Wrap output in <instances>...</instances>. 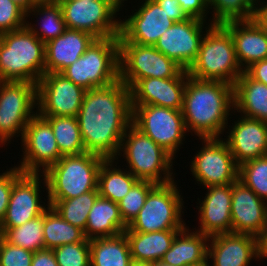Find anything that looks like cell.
I'll use <instances>...</instances> for the list:
<instances>
[{
  "mask_svg": "<svg viewBox=\"0 0 267 266\" xmlns=\"http://www.w3.org/2000/svg\"><path fill=\"white\" fill-rule=\"evenodd\" d=\"M156 185L152 181L138 180L124 198L117 203L121 218L127 226L138 215L145 203L147 195Z\"/></svg>",
  "mask_w": 267,
  "mask_h": 266,
  "instance_id": "39",
  "label": "cell"
},
{
  "mask_svg": "<svg viewBox=\"0 0 267 266\" xmlns=\"http://www.w3.org/2000/svg\"><path fill=\"white\" fill-rule=\"evenodd\" d=\"M67 29L81 30L97 39L119 36L121 5L116 0H59Z\"/></svg>",
  "mask_w": 267,
  "mask_h": 266,
  "instance_id": "10",
  "label": "cell"
},
{
  "mask_svg": "<svg viewBox=\"0 0 267 266\" xmlns=\"http://www.w3.org/2000/svg\"><path fill=\"white\" fill-rule=\"evenodd\" d=\"M77 120L85 151L117 160L132 120L130 89L118 80L86 90Z\"/></svg>",
  "mask_w": 267,
  "mask_h": 266,
  "instance_id": "1",
  "label": "cell"
},
{
  "mask_svg": "<svg viewBox=\"0 0 267 266\" xmlns=\"http://www.w3.org/2000/svg\"><path fill=\"white\" fill-rule=\"evenodd\" d=\"M121 6L123 5L122 3H124V1L126 0H116Z\"/></svg>",
  "mask_w": 267,
  "mask_h": 266,
  "instance_id": "56",
  "label": "cell"
},
{
  "mask_svg": "<svg viewBox=\"0 0 267 266\" xmlns=\"http://www.w3.org/2000/svg\"><path fill=\"white\" fill-rule=\"evenodd\" d=\"M135 11L128 19H120L119 42L154 46L161 35L174 24L154 0H145Z\"/></svg>",
  "mask_w": 267,
  "mask_h": 266,
  "instance_id": "17",
  "label": "cell"
},
{
  "mask_svg": "<svg viewBox=\"0 0 267 266\" xmlns=\"http://www.w3.org/2000/svg\"><path fill=\"white\" fill-rule=\"evenodd\" d=\"M174 22H182L189 17L182 10L178 0H154Z\"/></svg>",
  "mask_w": 267,
  "mask_h": 266,
  "instance_id": "45",
  "label": "cell"
},
{
  "mask_svg": "<svg viewBox=\"0 0 267 266\" xmlns=\"http://www.w3.org/2000/svg\"><path fill=\"white\" fill-rule=\"evenodd\" d=\"M267 202L245 186L240 180L232 183L231 218L232 232L257 237L263 228Z\"/></svg>",
  "mask_w": 267,
  "mask_h": 266,
  "instance_id": "20",
  "label": "cell"
},
{
  "mask_svg": "<svg viewBox=\"0 0 267 266\" xmlns=\"http://www.w3.org/2000/svg\"><path fill=\"white\" fill-rule=\"evenodd\" d=\"M120 80L130 89L139 79L189 77L174 60L154 46L119 42Z\"/></svg>",
  "mask_w": 267,
  "mask_h": 266,
  "instance_id": "9",
  "label": "cell"
},
{
  "mask_svg": "<svg viewBox=\"0 0 267 266\" xmlns=\"http://www.w3.org/2000/svg\"><path fill=\"white\" fill-rule=\"evenodd\" d=\"M34 12V13H32ZM41 16V26L38 28L31 25V22H26V26L42 41L44 44L56 39L64 33L67 29L63 17V12L59 3L34 5L32 9L27 12V18L30 14ZM41 29V30H40Z\"/></svg>",
  "mask_w": 267,
  "mask_h": 266,
  "instance_id": "34",
  "label": "cell"
},
{
  "mask_svg": "<svg viewBox=\"0 0 267 266\" xmlns=\"http://www.w3.org/2000/svg\"><path fill=\"white\" fill-rule=\"evenodd\" d=\"M179 187L172 181L157 184L147 195L138 215L127 226L134 232L149 233L163 230H182L183 203Z\"/></svg>",
  "mask_w": 267,
  "mask_h": 266,
  "instance_id": "8",
  "label": "cell"
},
{
  "mask_svg": "<svg viewBox=\"0 0 267 266\" xmlns=\"http://www.w3.org/2000/svg\"><path fill=\"white\" fill-rule=\"evenodd\" d=\"M126 229L118 204L98 196L88 214L84 231L86 239L116 236Z\"/></svg>",
  "mask_w": 267,
  "mask_h": 266,
  "instance_id": "29",
  "label": "cell"
},
{
  "mask_svg": "<svg viewBox=\"0 0 267 266\" xmlns=\"http://www.w3.org/2000/svg\"><path fill=\"white\" fill-rule=\"evenodd\" d=\"M245 72L255 81L267 85V59L253 63Z\"/></svg>",
  "mask_w": 267,
  "mask_h": 266,
  "instance_id": "46",
  "label": "cell"
},
{
  "mask_svg": "<svg viewBox=\"0 0 267 266\" xmlns=\"http://www.w3.org/2000/svg\"><path fill=\"white\" fill-rule=\"evenodd\" d=\"M44 213L23 225L14 228H0V235L9 243L36 252L45 249Z\"/></svg>",
  "mask_w": 267,
  "mask_h": 266,
  "instance_id": "36",
  "label": "cell"
},
{
  "mask_svg": "<svg viewBox=\"0 0 267 266\" xmlns=\"http://www.w3.org/2000/svg\"><path fill=\"white\" fill-rule=\"evenodd\" d=\"M203 20L189 17L166 30L154 47L174 60L184 70H188L197 58L201 41L205 34Z\"/></svg>",
  "mask_w": 267,
  "mask_h": 266,
  "instance_id": "16",
  "label": "cell"
},
{
  "mask_svg": "<svg viewBox=\"0 0 267 266\" xmlns=\"http://www.w3.org/2000/svg\"><path fill=\"white\" fill-rule=\"evenodd\" d=\"M182 10L188 17L205 21L208 10V0H178ZM207 12V13H206Z\"/></svg>",
  "mask_w": 267,
  "mask_h": 266,
  "instance_id": "44",
  "label": "cell"
},
{
  "mask_svg": "<svg viewBox=\"0 0 267 266\" xmlns=\"http://www.w3.org/2000/svg\"><path fill=\"white\" fill-rule=\"evenodd\" d=\"M22 173L15 166L0 175V223L4 219L7 211L13 183Z\"/></svg>",
  "mask_w": 267,
  "mask_h": 266,
  "instance_id": "43",
  "label": "cell"
},
{
  "mask_svg": "<svg viewBox=\"0 0 267 266\" xmlns=\"http://www.w3.org/2000/svg\"><path fill=\"white\" fill-rule=\"evenodd\" d=\"M53 252L58 266H91L89 242L64 244Z\"/></svg>",
  "mask_w": 267,
  "mask_h": 266,
  "instance_id": "40",
  "label": "cell"
},
{
  "mask_svg": "<svg viewBox=\"0 0 267 266\" xmlns=\"http://www.w3.org/2000/svg\"><path fill=\"white\" fill-rule=\"evenodd\" d=\"M40 173H22L13 183L11 196L0 228L19 227L44 213L47 209L40 197Z\"/></svg>",
  "mask_w": 267,
  "mask_h": 266,
  "instance_id": "18",
  "label": "cell"
},
{
  "mask_svg": "<svg viewBox=\"0 0 267 266\" xmlns=\"http://www.w3.org/2000/svg\"><path fill=\"white\" fill-rule=\"evenodd\" d=\"M209 240L210 236L198 231L189 233L185 226L176 234L170 249L160 261L172 266L200 265L208 261Z\"/></svg>",
  "mask_w": 267,
  "mask_h": 266,
  "instance_id": "26",
  "label": "cell"
},
{
  "mask_svg": "<svg viewBox=\"0 0 267 266\" xmlns=\"http://www.w3.org/2000/svg\"><path fill=\"white\" fill-rule=\"evenodd\" d=\"M61 74L85 90L104 87L120 80L118 36L96 39Z\"/></svg>",
  "mask_w": 267,
  "mask_h": 266,
  "instance_id": "7",
  "label": "cell"
},
{
  "mask_svg": "<svg viewBox=\"0 0 267 266\" xmlns=\"http://www.w3.org/2000/svg\"><path fill=\"white\" fill-rule=\"evenodd\" d=\"M207 190L204 200L199 201L201 224L196 231L207 236L232 233V184L210 186Z\"/></svg>",
  "mask_w": 267,
  "mask_h": 266,
  "instance_id": "24",
  "label": "cell"
},
{
  "mask_svg": "<svg viewBox=\"0 0 267 266\" xmlns=\"http://www.w3.org/2000/svg\"><path fill=\"white\" fill-rule=\"evenodd\" d=\"M21 140L24 157L18 168L24 173L42 169V174L62 157L50 123L38 113L28 122Z\"/></svg>",
  "mask_w": 267,
  "mask_h": 266,
  "instance_id": "15",
  "label": "cell"
},
{
  "mask_svg": "<svg viewBox=\"0 0 267 266\" xmlns=\"http://www.w3.org/2000/svg\"><path fill=\"white\" fill-rule=\"evenodd\" d=\"M187 78L139 79L130 88L131 105H156L182 110Z\"/></svg>",
  "mask_w": 267,
  "mask_h": 266,
  "instance_id": "19",
  "label": "cell"
},
{
  "mask_svg": "<svg viewBox=\"0 0 267 266\" xmlns=\"http://www.w3.org/2000/svg\"><path fill=\"white\" fill-rule=\"evenodd\" d=\"M16 4L21 6L26 12L31 9V0H13Z\"/></svg>",
  "mask_w": 267,
  "mask_h": 266,
  "instance_id": "50",
  "label": "cell"
},
{
  "mask_svg": "<svg viewBox=\"0 0 267 266\" xmlns=\"http://www.w3.org/2000/svg\"><path fill=\"white\" fill-rule=\"evenodd\" d=\"M210 8L214 9L213 25L256 18V11L245 0H208V10Z\"/></svg>",
  "mask_w": 267,
  "mask_h": 266,
  "instance_id": "37",
  "label": "cell"
},
{
  "mask_svg": "<svg viewBox=\"0 0 267 266\" xmlns=\"http://www.w3.org/2000/svg\"><path fill=\"white\" fill-rule=\"evenodd\" d=\"M131 123L173 158L187 132L182 110L156 105H131Z\"/></svg>",
  "mask_w": 267,
  "mask_h": 266,
  "instance_id": "12",
  "label": "cell"
},
{
  "mask_svg": "<svg viewBox=\"0 0 267 266\" xmlns=\"http://www.w3.org/2000/svg\"><path fill=\"white\" fill-rule=\"evenodd\" d=\"M208 259L213 266H248L259 259L257 237L241 233H221L210 236Z\"/></svg>",
  "mask_w": 267,
  "mask_h": 266,
  "instance_id": "23",
  "label": "cell"
},
{
  "mask_svg": "<svg viewBox=\"0 0 267 266\" xmlns=\"http://www.w3.org/2000/svg\"><path fill=\"white\" fill-rule=\"evenodd\" d=\"M31 266H58L53 250L43 249L34 252Z\"/></svg>",
  "mask_w": 267,
  "mask_h": 266,
  "instance_id": "47",
  "label": "cell"
},
{
  "mask_svg": "<svg viewBox=\"0 0 267 266\" xmlns=\"http://www.w3.org/2000/svg\"><path fill=\"white\" fill-rule=\"evenodd\" d=\"M222 26L233 38L236 58L243 71L253 63L267 59V27L256 18L230 21Z\"/></svg>",
  "mask_w": 267,
  "mask_h": 266,
  "instance_id": "22",
  "label": "cell"
},
{
  "mask_svg": "<svg viewBox=\"0 0 267 266\" xmlns=\"http://www.w3.org/2000/svg\"><path fill=\"white\" fill-rule=\"evenodd\" d=\"M153 266H172V265L159 261V262L153 263Z\"/></svg>",
  "mask_w": 267,
  "mask_h": 266,
  "instance_id": "54",
  "label": "cell"
},
{
  "mask_svg": "<svg viewBox=\"0 0 267 266\" xmlns=\"http://www.w3.org/2000/svg\"><path fill=\"white\" fill-rule=\"evenodd\" d=\"M34 252L7 242L0 235V266H31Z\"/></svg>",
  "mask_w": 267,
  "mask_h": 266,
  "instance_id": "42",
  "label": "cell"
},
{
  "mask_svg": "<svg viewBox=\"0 0 267 266\" xmlns=\"http://www.w3.org/2000/svg\"><path fill=\"white\" fill-rule=\"evenodd\" d=\"M26 17L27 12L13 0H0V34L25 27Z\"/></svg>",
  "mask_w": 267,
  "mask_h": 266,
  "instance_id": "41",
  "label": "cell"
},
{
  "mask_svg": "<svg viewBox=\"0 0 267 266\" xmlns=\"http://www.w3.org/2000/svg\"><path fill=\"white\" fill-rule=\"evenodd\" d=\"M59 0H31V9L34 5H45V4H55Z\"/></svg>",
  "mask_w": 267,
  "mask_h": 266,
  "instance_id": "51",
  "label": "cell"
},
{
  "mask_svg": "<svg viewBox=\"0 0 267 266\" xmlns=\"http://www.w3.org/2000/svg\"><path fill=\"white\" fill-rule=\"evenodd\" d=\"M45 73V44L27 27L0 34V81L37 84Z\"/></svg>",
  "mask_w": 267,
  "mask_h": 266,
  "instance_id": "3",
  "label": "cell"
},
{
  "mask_svg": "<svg viewBox=\"0 0 267 266\" xmlns=\"http://www.w3.org/2000/svg\"><path fill=\"white\" fill-rule=\"evenodd\" d=\"M265 3V4H263ZM263 5V6H262ZM260 8L256 11V19L264 26L267 27V1L262 2Z\"/></svg>",
  "mask_w": 267,
  "mask_h": 266,
  "instance_id": "49",
  "label": "cell"
},
{
  "mask_svg": "<svg viewBox=\"0 0 267 266\" xmlns=\"http://www.w3.org/2000/svg\"><path fill=\"white\" fill-rule=\"evenodd\" d=\"M43 234L45 249L53 250L64 244L89 242L84 231L64 220L52 206L44 211Z\"/></svg>",
  "mask_w": 267,
  "mask_h": 266,
  "instance_id": "32",
  "label": "cell"
},
{
  "mask_svg": "<svg viewBox=\"0 0 267 266\" xmlns=\"http://www.w3.org/2000/svg\"><path fill=\"white\" fill-rule=\"evenodd\" d=\"M123 152L129 172L138 180L167 184L174 181L173 158L150 137L138 130L132 123L122 138L119 154ZM163 174V176H162Z\"/></svg>",
  "mask_w": 267,
  "mask_h": 266,
  "instance_id": "6",
  "label": "cell"
},
{
  "mask_svg": "<svg viewBox=\"0 0 267 266\" xmlns=\"http://www.w3.org/2000/svg\"><path fill=\"white\" fill-rule=\"evenodd\" d=\"M233 88L234 110L245 117L267 122V85L255 81L244 71Z\"/></svg>",
  "mask_w": 267,
  "mask_h": 266,
  "instance_id": "28",
  "label": "cell"
},
{
  "mask_svg": "<svg viewBox=\"0 0 267 266\" xmlns=\"http://www.w3.org/2000/svg\"><path fill=\"white\" fill-rule=\"evenodd\" d=\"M96 39L88 32L66 29L62 35L45 44V73H61L79 59Z\"/></svg>",
  "mask_w": 267,
  "mask_h": 266,
  "instance_id": "25",
  "label": "cell"
},
{
  "mask_svg": "<svg viewBox=\"0 0 267 266\" xmlns=\"http://www.w3.org/2000/svg\"><path fill=\"white\" fill-rule=\"evenodd\" d=\"M91 266H130L132 262L126 235L89 240Z\"/></svg>",
  "mask_w": 267,
  "mask_h": 266,
  "instance_id": "30",
  "label": "cell"
},
{
  "mask_svg": "<svg viewBox=\"0 0 267 266\" xmlns=\"http://www.w3.org/2000/svg\"><path fill=\"white\" fill-rule=\"evenodd\" d=\"M52 127L57 147L62 156L86 152L77 117H44Z\"/></svg>",
  "mask_w": 267,
  "mask_h": 266,
  "instance_id": "33",
  "label": "cell"
},
{
  "mask_svg": "<svg viewBox=\"0 0 267 266\" xmlns=\"http://www.w3.org/2000/svg\"><path fill=\"white\" fill-rule=\"evenodd\" d=\"M233 108V85L187 78L182 113L188 132L194 131L199 139L221 138Z\"/></svg>",
  "mask_w": 267,
  "mask_h": 266,
  "instance_id": "2",
  "label": "cell"
},
{
  "mask_svg": "<svg viewBox=\"0 0 267 266\" xmlns=\"http://www.w3.org/2000/svg\"><path fill=\"white\" fill-rule=\"evenodd\" d=\"M238 180L267 202V155L240 164Z\"/></svg>",
  "mask_w": 267,
  "mask_h": 266,
  "instance_id": "38",
  "label": "cell"
},
{
  "mask_svg": "<svg viewBox=\"0 0 267 266\" xmlns=\"http://www.w3.org/2000/svg\"><path fill=\"white\" fill-rule=\"evenodd\" d=\"M104 160L88 152L62 156L43 173L47 200H65L98 190V172Z\"/></svg>",
  "mask_w": 267,
  "mask_h": 266,
  "instance_id": "4",
  "label": "cell"
},
{
  "mask_svg": "<svg viewBox=\"0 0 267 266\" xmlns=\"http://www.w3.org/2000/svg\"><path fill=\"white\" fill-rule=\"evenodd\" d=\"M86 90L61 73H44L37 83V111L42 117H77Z\"/></svg>",
  "mask_w": 267,
  "mask_h": 266,
  "instance_id": "14",
  "label": "cell"
},
{
  "mask_svg": "<svg viewBox=\"0 0 267 266\" xmlns=\"http://www.w3.org/2000/svg\"><path fill=\"white\" fill-rule=\"evenodd\" d=\"M239 119L225 139L238 165L267 155V122L245 116Z\"/></svg>",
  "mask_w": 267,
  "mask_h": 266,
  "instance_id": "21",
  "label": "cell"
},
{
  "mask_svg": "<svg viewBox=\"0 0 267 266\" xmlns=\"http://www.w3.org/2000/svg\"><path fill=\"white\" fill-rule=\"evenodd\" d=\"M98 196V190H92L74 198L48 200L47 203L49 206H52L64 220L85 231L89 211Z\"/></svg>",
  "mask_w": 267,
  "mask_h": 266,
  "instance_id": "35",
  "label": "cell"
},
{
  "mask_svg": "<svg viewBox=\"0 0 267 266\" xmlns=\"http://www.w3.org/2000/svg\"><path fill=\"white\" fill-rule=\"evenodd\" d=\"M114 159H105L98 172L99 196L118 203L138 179L129 171L115 168Z\"/></svg>",
  "mask_w": 267,
  "mask_h": 266,
  "instance_id": "31",
  "label": "cell"
},
{
  "mask_svg": "<svg viewBox=\"0 0 267 266\" xmlns=\"http://www.w3.org/2000/svg\"><path fill=\"white\" fill-rule=\"evenodd\" d=\"M260 259L267 258V214L261 233L257 236Z\"/></svg>",
  "mask_w": 267,
  "mask_h": 266,
  "instance_id": "48",
  "label": "cell"
},
{
  "mask_svg": "<svg viewBox=\"0 0 267 266\" xmlns=\"http://www.w3.org/2000/svg\"><path fill=\"white\" fill-rule=\"evenodd\" d=\"M130 266H153L152 263L136 262L132 261Z\"/></svg>",
  "mask_w": 267,
  "mask_h": 266,
  "instance_id": "53",
  "label": "cell"
},
{
  "mask_svg": "<svg viewBox=\"0 0 267 266\" xmlns=\"http://www.w3.org/2000/svg\"><path fill=\"white\" fill-rule=\"evenodd\" d=\"M180 230H163L141 233L128 228L124 231L129 243L132 261L155 263L159 262L170 249L171 244Z\"/></svg>",
  "mask_w": 267,
  "mask_h": 266,
  "instance_id": "27",
  "label": "cell"
},
{
  "mask_svg": "<svg viewBox=\"0 0 267 266\" xmlns=\"http://www.w3.org/2000/svg\"><path fill=\"white\" fill-rule=\"evenodd\" d=\"M195 266H210V265H209L208 261H206V262H204V263H202L200 265H195Z\"/></svg>",
  "mask_w": 267,
  "mask_h": 266,
  "instance_id": "55",
  "label": "cell"
},
{
  "mask_svg": "<svg viewBox=\"0 0 267 266\" xmlns=\"http://www.w3.org/2000/svg\"><path fill=\"white\" fill-rule=\"evenodd\" d=\"M255 11H257L260 8V5L262 4L260 0H245ZM257 1V2H256ZM260 2V3H259ZM258 3V4H257ZM259 5V7H258Z\"/></svg>",
  "mask_w": 267,
  "mask_h": 266,
  "instance_id": "52",
  "label": "cell"
},
{
  "mask_svg": "<svg viewBox=\"0 0 267 266\" xmlns=\"http://www.w3.org/2000/svg\"><path fill=\"white\" fill-rule=\"evenodd\" d=\"M37 84L26 81H0V143L23 136L28 122L37 114Z\"/></svg>",
  "mask_w": 267,
  "mask_h": 266,
  "instance_id": "11",
  "label": "cell"
},
{
  "mask_svg": "<svg viewBox=\"0 0 267 266\" xmlns=\"http://www.w3.org/2000/svg\"><path fill=\"white\" fill-rule=\"evenodd\" d=\"M204 146L193 157L190 170L205 189L232 184L238 180L239 165L228 144L221 138H200Z\"/></svg>",
  "mask_w": 267,
  "mask_h": 266,
  "instance_id": "13",
  "label": "cell"
},
{
  "mask_svg": "<svg viewBox=\"0 0 267 266\" xmlns=\"http://www.w3.org/2000/svg\"><path fill=\"white\" fill-rule=\"evenodd\" d=\"M209 25L197 58L187 70L188 76L234 86L244 71L237 61L233 38L222 25Z\"/></svg>",
  "mask_w": 267,
  "mask_h": 266,
  "instance_id": "5",
  "label": "cell"
}]
</instances>
